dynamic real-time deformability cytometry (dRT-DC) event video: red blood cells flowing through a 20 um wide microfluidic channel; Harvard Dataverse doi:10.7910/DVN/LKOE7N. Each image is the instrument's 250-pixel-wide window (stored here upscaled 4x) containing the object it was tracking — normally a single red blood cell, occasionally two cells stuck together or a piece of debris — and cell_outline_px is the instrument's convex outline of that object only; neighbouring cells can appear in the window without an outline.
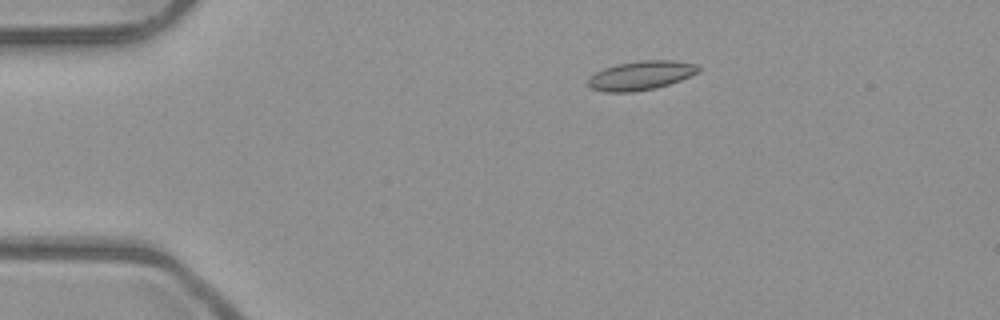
{"species": "common noctule bat (a hibernating species)", "species_latin": "Nyctalus noctula", "temperature_condition": "room temperature", "stored_images_in_passage": 4, "camera_frame_rate_fps": 3000, "um_per_image_px": 0.085, "animal": {"sex": "male", "body_mass_g": 23.1, "forearm_length_mm": 52.7}, "frame": {"image": 1, "passage_image": 3, "time_ms": 0.667, "image_size_px": [1000, 320], "cell_outline_px": [[700, 72], [680, 80], [656, 88], [632, 92], [604, 92], [592, 88], [588, 84], [588, 76], [604, 68], [616, 64], [640, 60], [672, 60], [696, 64], [700, 68]], "centroid_in_image_um": [54.47, 6.41], "position_along_channel_um": 30.5, "area_um2": 18.73}}